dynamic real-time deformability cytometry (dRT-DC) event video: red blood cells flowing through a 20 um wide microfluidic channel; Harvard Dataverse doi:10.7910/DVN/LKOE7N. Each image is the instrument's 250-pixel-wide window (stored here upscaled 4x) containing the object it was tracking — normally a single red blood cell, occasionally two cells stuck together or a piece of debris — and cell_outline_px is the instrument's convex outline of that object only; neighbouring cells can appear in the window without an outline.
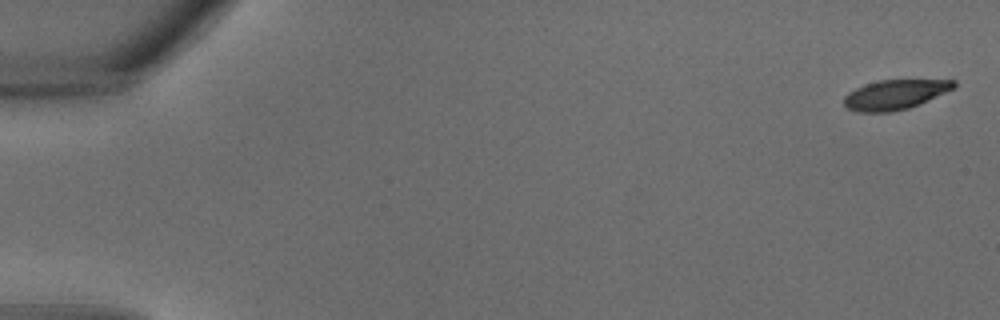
{"species": "common noctule bat (a hibernating species)", "species_latin": "Nyctalus noctula", "temperature_condition": "warm", "stored_images_in_passage": 34, "camera_frame_rate_fps": 3000, "um_per_image_px": 0.085, "animal": {"sex": "male", "body_mass_g": 18.8}, "frame": {"image": 1, "passage_image": 1, "time_ms": 0.0, "image_size_px": [1000, 320], "cell_outline_px": [[956, 88], [908, 108], [892, 112], [860, 112], [848, 108], [844, 104], [844, 96], [848, 92], [864, 84], [880, 80], [956, 80]], "centroid_in_image_um": [76.07, 8.03], "position_along_channel_um": 8.9, "area_um2": 18.9}}
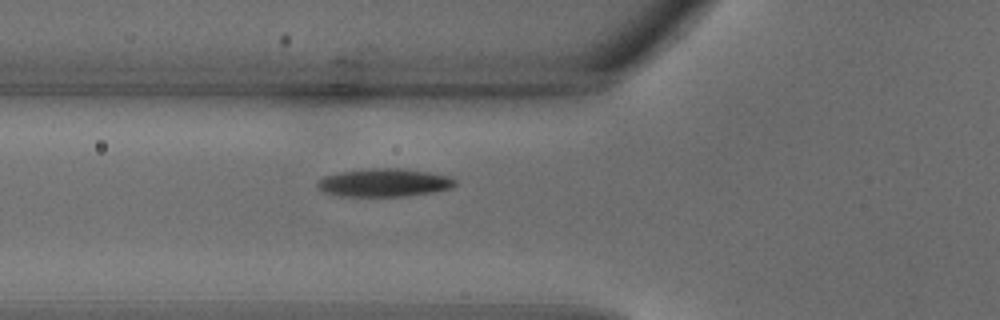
{"frame": {"image": 2, "passage_image": 13, "time_ms": 4.0, "image_size_px": [1000, 320], "cell_outline_px": [[456, 184], [452, 188], [436, 192], [408, 196], [340, 196], [324, 192], [316, 184], [324, 176], [340, 172], [368, 168], [400, 168], [428, 172], [452, 176], [456, 180]], "centroid_in_image_um": [32.72, 15.52], "position_along_channel_um": 93.1, "area_um2": 22.72}}
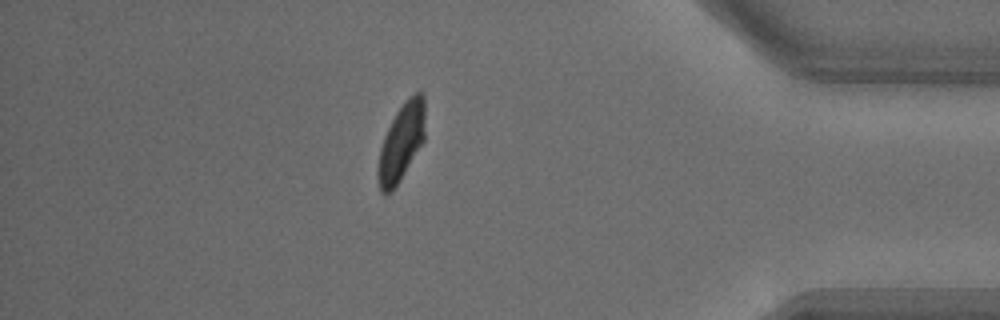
{"frame": {"image": 3, "passage_image": 30, "time_ms": 9.667, "image_size_px": [1000, 320], "cell_outline_px": [[424, 140], [400, 180], [392, 192], [384, 196], [380, 192], [376, 176], [376, 168], [380, 148], [384, 136], [396, 112], [408, 96], [416, 92], [424, 92]], "centroid_in_image_um": [34.08, 12.13], "position_along_channel_um": 401.1, "area_um2": 21.44}}